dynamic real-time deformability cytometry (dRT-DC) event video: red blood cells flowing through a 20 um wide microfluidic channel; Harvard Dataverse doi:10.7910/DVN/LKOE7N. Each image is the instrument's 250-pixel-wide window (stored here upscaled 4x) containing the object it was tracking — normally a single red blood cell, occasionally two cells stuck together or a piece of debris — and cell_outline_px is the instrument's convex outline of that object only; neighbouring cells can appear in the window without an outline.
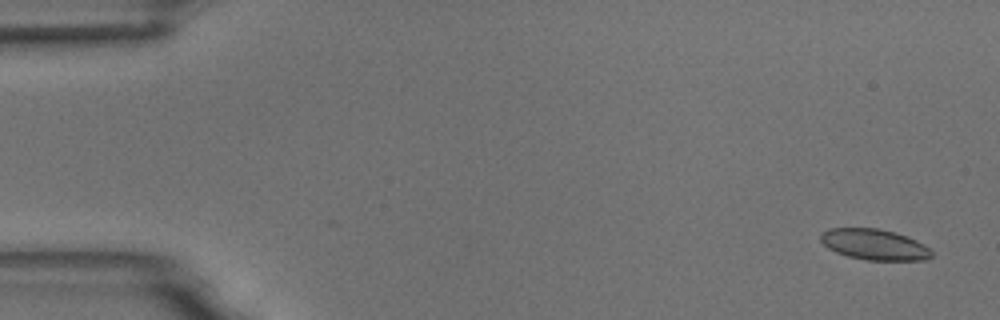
{"species": "common noctule bat (a hibernating species)", "species_latin": "Nyctalus noctula", "temperature_condition": "room temperature", "stored_images_in_passage": 5, "camera_frame_rate_fps": 3000, "um_per_image_px": 0.085, "animal": {"sex": "male", "body_mass_g": 18.8}, "frame": {"image": 1, "passage_image": 1, "time_ms": 0.0, "image_size_px": [1000, 320], "cell_outline_px": [[932, 256], [924, 260], [864, 260], [848, 256], [836, 252], [828, 248], [820, 240], [820, 232], [828, 228], [880, 228], [896, 232], [908, 236], [924, 244], [932, 252]], "centroid_in_image_um": [74.3, 20.77], "position_along_channel_um": 10.7, "area_um2": 20.11}}
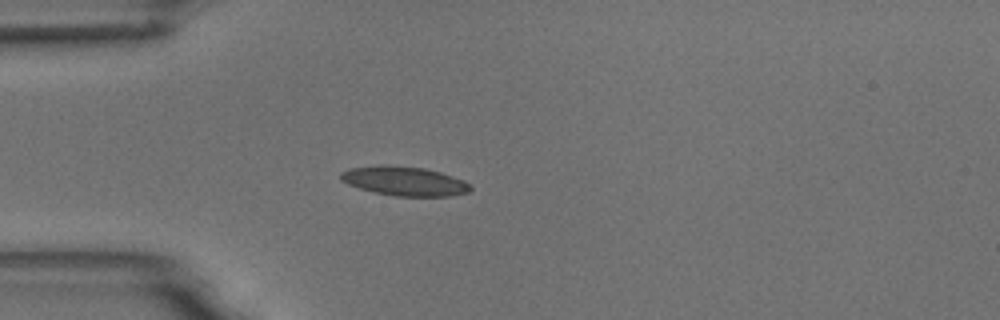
{"frame": {"image": 2, "passage_image": 4, "time_ms": 4.333, "image_size_px": [1000, 320], "cell_outline_px": [[472, 188], [468, 192], [452, 196], [396, 196], [376, 192], [360, 188], [348, 184], [340, 180], [340, 172], [348, 168], [376, 164], [388, 164], [424, 168], [440, 172], [464, 180]], "centroid_in_image_um": [34.34, 15.37], "position_along_channel_um": 50.7, "area_um2": 22.25}}